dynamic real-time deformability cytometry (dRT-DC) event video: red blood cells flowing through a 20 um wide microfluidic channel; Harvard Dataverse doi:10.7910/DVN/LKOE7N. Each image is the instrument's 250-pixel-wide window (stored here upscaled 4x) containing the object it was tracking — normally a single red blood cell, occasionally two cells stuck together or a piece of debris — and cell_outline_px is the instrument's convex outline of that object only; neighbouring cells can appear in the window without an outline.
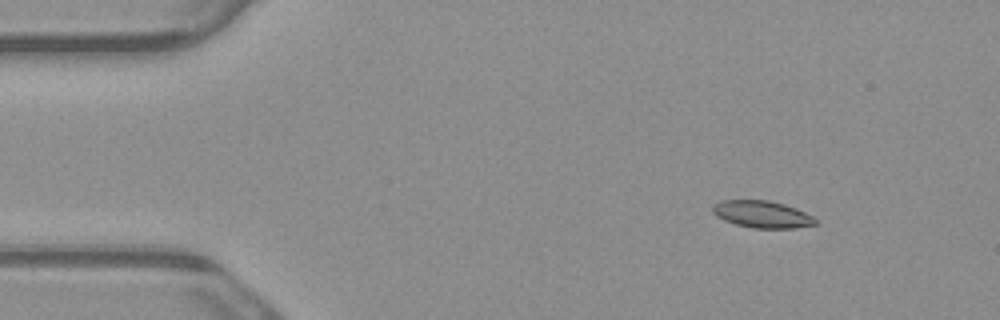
{"species": "common noctule bat (a hibernating species)", "species_latin": "Nyctalus noctula", "temperature_condition": "warm", "stored_images_in_passage": 3, "camera_frame_rate_fps": 3000, "um_per_image_px": 0.085, "animal": {"sex": "male", "body_mass_g": 23.1, "forearm_length_mm": 52.7}, "frame": {"image": 1, "passage_image": 1, "time_ms": 0.0, "image_size_px": [1000, 320], "cell_outline_px": [[820, 224], [796, 228], [752, 228], [736, 224], [724, 220], [716, 216], [712, 212], [712, 204], [720, 200], [768, 200], [784, 204], [796, 208], [812, 216]], "centroid_in_image_um": [64.77, 18.21], "position_along_channel_um": 20.2, "area_um2": 16.36}}